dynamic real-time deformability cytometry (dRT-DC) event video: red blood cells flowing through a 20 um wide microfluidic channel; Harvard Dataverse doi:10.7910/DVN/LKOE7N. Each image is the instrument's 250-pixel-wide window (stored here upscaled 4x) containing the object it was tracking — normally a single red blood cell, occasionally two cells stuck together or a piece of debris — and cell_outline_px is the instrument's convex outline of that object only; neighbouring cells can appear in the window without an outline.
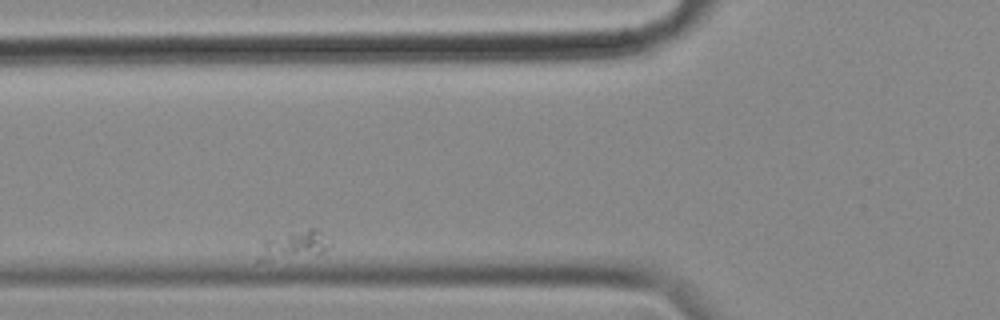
{"species": "common noctule bat (a hibernating species)", "species_latin": "Nyctalus noctula", "temperature_condition": "cold", "stored_images_in_passage": 32, "camera_frame_rate_fps": 3000, "um_per_image_px": 0.085, "animal": {"sex": "female", "body_mass_g": 18.4}, "frame": {"image": 1, "passage_image": 5, "time_ms": 1.333, "image_size_px": [1000, 320], "cell_outline_px": [[332, 244], [328, 248], [320, 252], [268, 260], [256, 260], [264, 240], [308, 228], [312, 228], [320, 232]], "centroid_in_image_um": [24.96, 20.81], "position_along_channel_um": 100.8, "area_um2": 10.92}}
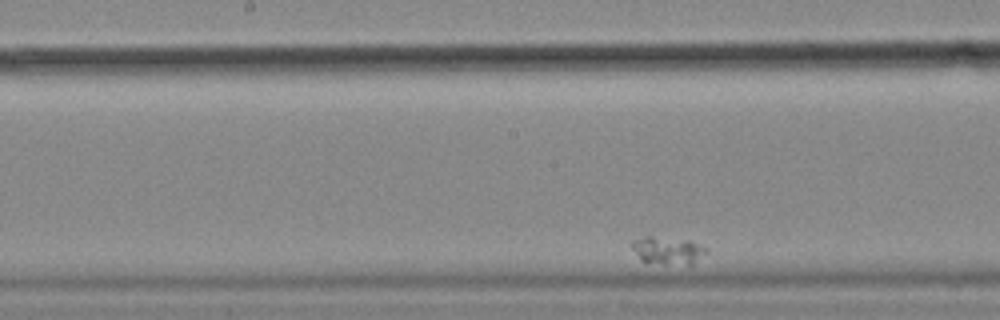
{"frame": {"image": 2, "passage_image": 17, "time_ms": 5.333, "image_size_px": [1000, 320], "cell_outline_px": [[708, 252], [692, 264], [688, 264], [640, 260], [632, 248], [632, 244], [636, 240], [648, 236], [652, 236], [688, 240], [708, 248]], "centroid_in_image_um": [56.81, 21.26], "position_along_channel_um": 191.4, "area_um2": 11.39}}
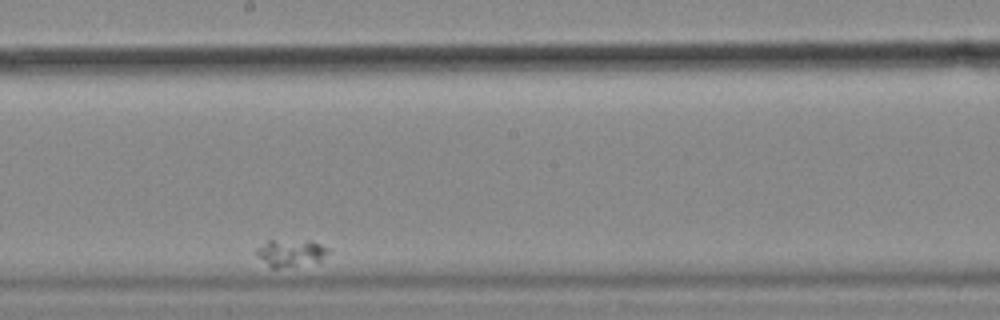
{"frame": {"image": 3, "passage_image": 21, "time_ms": 6.667, "image_size_px": [1000, 320], "cell_outline_px": [[328, 252], [320, 260], [276, 268], [272, 268], [256, 256], [256, 248], [268, 240], [312, 240], [328, 248]], "centroid_in_image_um": [24.66, 21.46], "position_along_channel_um": 223.5, "area_um2": 11.1}}